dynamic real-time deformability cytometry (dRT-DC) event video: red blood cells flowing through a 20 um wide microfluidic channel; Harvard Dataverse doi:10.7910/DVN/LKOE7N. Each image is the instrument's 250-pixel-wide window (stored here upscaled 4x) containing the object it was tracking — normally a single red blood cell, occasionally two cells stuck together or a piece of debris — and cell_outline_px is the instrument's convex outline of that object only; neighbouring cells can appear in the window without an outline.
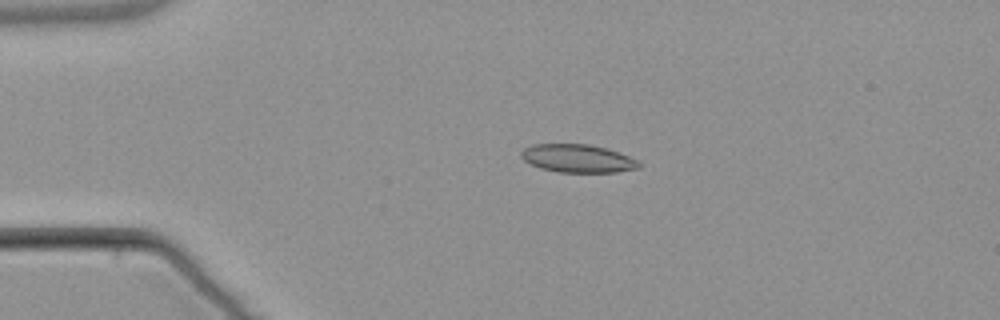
{"species": "common noctule bat (a hibernating species)", "species_latin": "Nyctalus noctula", "temperature_condition": "warm", "stored_images_in_passage": 2, "camera_frame_rate_fps": 3000, "um_per_image_px": 0.085, "animal": {"sex": "male", "body_mass_g": 21.5, "forearm_length_mm": 52.0}, "frame": {"image": 1, "passage_image": 1, "time_ms": 0.0, "image_size_px": [1000, 320], "cell_outline_px": [[640, 168], [616, 172], [560, 172], [540, 168], [524, 160], [520, 156], [520, 152], [524, 148], [532, 144], [588, 144], [608, 148], [620, 152], [640, 160]], "centroid_in_image_um": [49.14, 13.46], "position_along_channel_um": 35.9, "area_um2": 19.48}}
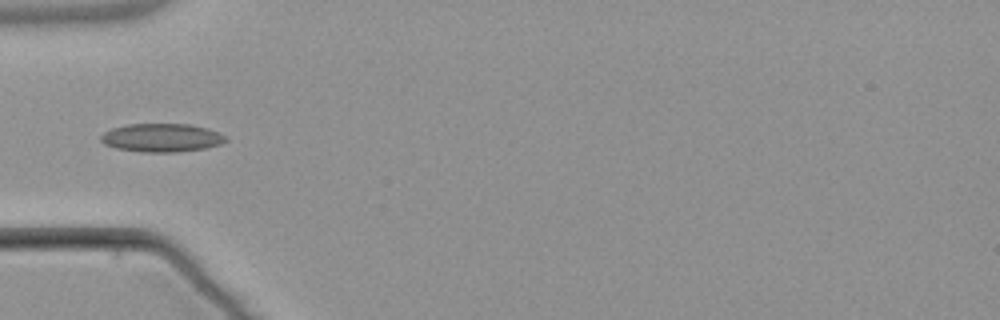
{"frame": {"image": 2, "passage_image": 2, "time_ms": 2.0, "image_size_px": [1000, 320], "cell_outline_px": [[228, 140], [220, 144], [204, 148], [176, 152], [144, 152], [116, 148], [104, 144], [100, 140], [100, 136], [104, 132], [112, 128], [128, 124], [188, 124], [204, 128], [216, 132], [224, 136]], "centroid_in_image_um": [13.69, 11.71], "position_along_channel_um": 71.3, "area_um2": 20.4}}